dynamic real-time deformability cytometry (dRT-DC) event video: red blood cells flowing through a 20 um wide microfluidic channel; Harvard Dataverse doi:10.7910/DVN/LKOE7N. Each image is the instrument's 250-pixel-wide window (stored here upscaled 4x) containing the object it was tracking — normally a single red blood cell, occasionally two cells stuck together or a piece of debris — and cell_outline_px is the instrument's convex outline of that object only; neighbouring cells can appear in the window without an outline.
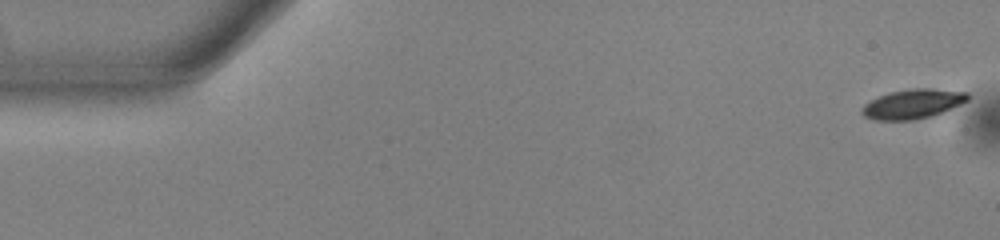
{"species": "common noctule bat (a hibernating species)", "species_latin": "Nyctalus noctula", "temperature_condition": "warm", "stored_images_in_passage": 52, "camera_frame_rate_fps": 3000, "um_per_image_px": 0.085, "animal": {"sex": "male", "body_mass_g": 13.0, "forearm_length_mm": 53.1}, "frame": {"image": 1, "passage_image": 1, "time_ms": 0.0, "image_size_px": [1000, 240], "cell_outline_px": [[968, 100], [944, 112], [932, 116], [912, 120], [876, 120], [864, 116], [860, 112], [860, 108], [864, 104], [888, 92], [912, 88], [932, 88], [968, 92]], "centroid_in_image_um": [77.58, 8.83], "position_along_channel_um": 7.4, "area_um2": 18.26}}
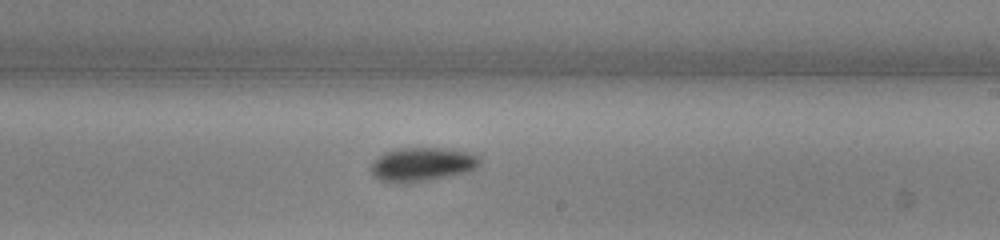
{"frame": {"image": 2, "passage_image": 31, "time_ms": 10.0, "image_size_px": [1000, 240], "cell_outline_px": [[480, 164], [476, 168], [468, 172], [428, 180], [380, 180], [372, 176], [372, 160], [384, 152], [396, 148], [448, 148], [468, 152], [480, 156]], "centroid_in_image_um": [35.93, 13.92], "position_along_channel_um": 253.1, "area_um2": 21.04}}
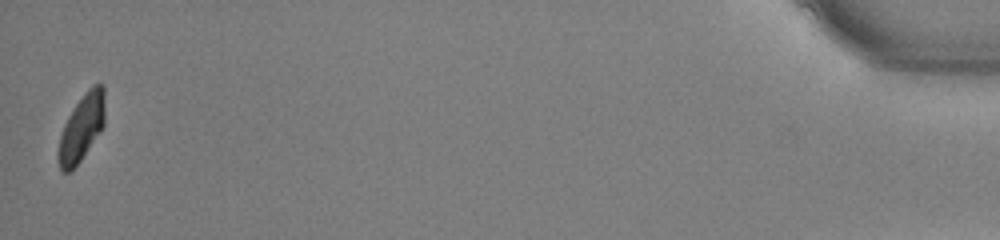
{"frame": {"image": 3, "passage_image": 52, "time_ms": 17.0, "image_size_px": [1000, 240], "cell_outline_px": [[104, 124], [100, 132], [80, 160], [68, 172], [60, 172], [56, 156], [56, 152], [60, 136], [64, 124], [68, 116], [76, 104], [88, 88], [92, 84], [104, 84]], "centroid_in_image_um": [6.91, 10.86], "position_along_channel_um": 428.3, "area_um2": 18.03}, "authors_computed_cell_mechanics": {"area_um2": 19.5653, "velocity_mm_per_s": 3.9175, "shape_relaxation_time_tau1_ms": 2.1831, "shape_relaxation_time_tau2_ms": null, "deformation_change_tau1": 0.1035, "deformation_change_tau2": null}}